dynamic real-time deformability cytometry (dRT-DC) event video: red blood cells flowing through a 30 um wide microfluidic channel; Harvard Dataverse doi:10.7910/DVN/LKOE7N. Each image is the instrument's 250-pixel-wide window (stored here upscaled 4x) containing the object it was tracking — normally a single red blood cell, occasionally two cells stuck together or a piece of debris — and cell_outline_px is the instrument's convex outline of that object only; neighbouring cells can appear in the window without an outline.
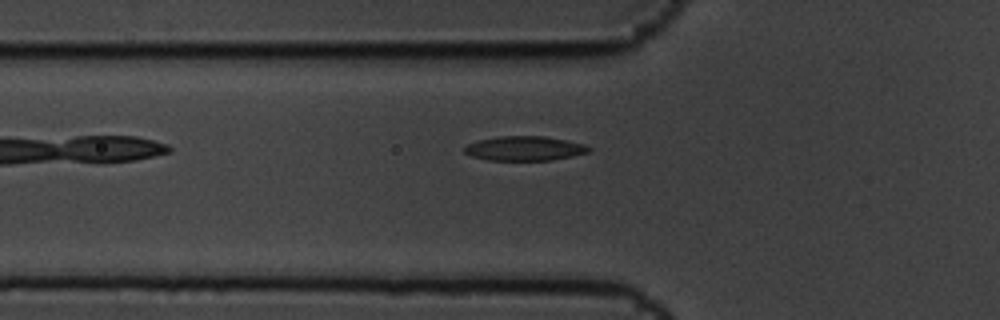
{"species": "common noctule bat (a hibernating species)", "species_latin": "Nyctalus noctula", "temperature_condition": "cold", "stored_images_in_passage": 6, "camera_frame_rate_fps": 3000, "um_per_image_px": 0.085, "animal": {"sex": "male", "body_mass_g": 19.5, "forearm_length_mm": 54.6}, "frame": {"image": 1, "passage_image": 6, "time_ms": 1.667, "image_size_px": [1000, 320], "cell_outline_px": [[592, 148], [588, 152], [572, 156], [552, 160], [488, 160], [472, 156], [464, 152], [464, 148], [468, 144], [476, 140], [500, 136], [544, 136], [584, 144]], "centroid_in_image_um": [44.57, 12.61], "position_along_channel_um": 81.2, "area_um2": 17.63}}